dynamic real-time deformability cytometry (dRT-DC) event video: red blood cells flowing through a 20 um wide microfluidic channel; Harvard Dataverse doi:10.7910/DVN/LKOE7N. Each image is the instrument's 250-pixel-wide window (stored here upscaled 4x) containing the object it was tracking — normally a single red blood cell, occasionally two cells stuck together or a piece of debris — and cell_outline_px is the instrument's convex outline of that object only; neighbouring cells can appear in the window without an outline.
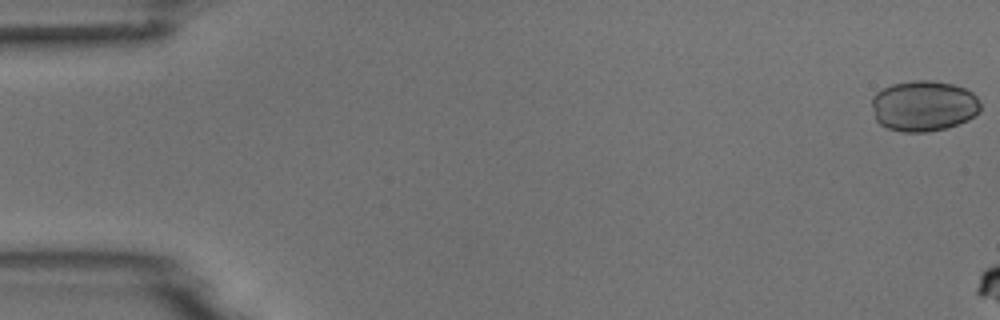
{"species": "common noctule bat (a hibernating species)", "species_latin": "Nyctalus noctula", "temperature_condition": "room temperature", "stored_images_in_passage": 2, "camera_frame_rate_fps": 3000, "um_per_image_px": 0.085, "animal": {"sex": "male", "body_mass_g": 18.8}, "frame": {"image": 1, "passage_image": 1, "time_ms": 0.0, "image_size_px": [1000, 320], "cell_outline_px": [[980, 112], [968, 120], [944, 128], [924, 132], [900, 132], [888, 128], [880, 124], [876, 120], [872, 108], [872, 96], [876, 92], [892, 84], [912, 80], [932, 80], [952, 84], [964, 88], [972, 92], [976, 96], [980, 104]], "centroid_in_image_um": [78.5, 8.99], "position_along_channel_um": 6.5, "area_um2": 32.19}}